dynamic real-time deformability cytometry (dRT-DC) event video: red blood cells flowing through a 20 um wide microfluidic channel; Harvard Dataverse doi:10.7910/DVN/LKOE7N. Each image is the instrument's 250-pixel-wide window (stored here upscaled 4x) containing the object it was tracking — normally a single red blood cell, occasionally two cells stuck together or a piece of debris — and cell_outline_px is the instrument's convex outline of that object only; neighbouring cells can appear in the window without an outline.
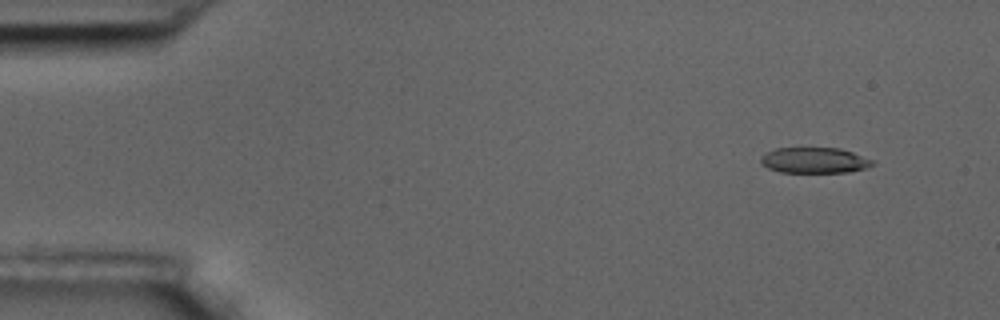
{"species": "common noctule bat (a hibernating species)", "species_latin": "Nyctalus noctula", "temperature_condition": "room temperature", "stored_images_in_passage": 4, "camera_frame_rate_fps": 3000, "um_per_image_px": 0.085, "animal": {"sex": "male", "body_mass_g": 17.5, "forearm_length_mm": 52.3}, "frame": {"image": 1, "passage_image": 1, "time_ms": 0.0, "image_size_px": [1000, 320], "cell_outline_px": [[872, 164], [864, 168], [848, 172], [780, 172], [768, 168], [760, 160], [760, 156], [776, 148], [840, 148], [852, 152], [872, 160]], "centroid_in_image_um": [69.19, 13.62], "position_along_channel_um": 15.8, "area_um2": 16.42}}
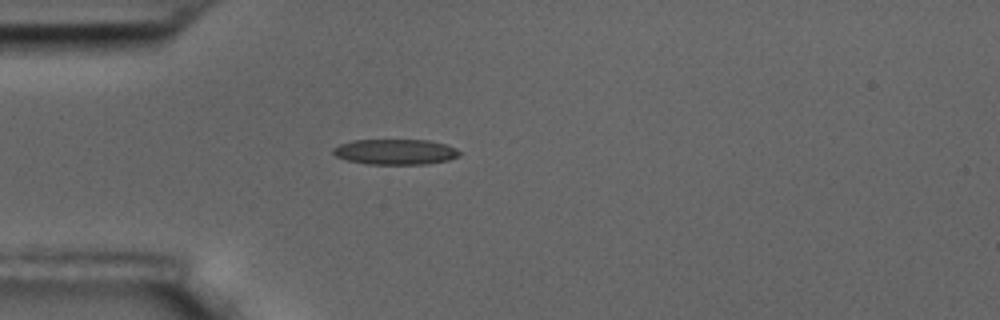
{"frame": {"image": 2, "passage_image": 4, "time_ms": 1.0, "image_size_px": [1000, 320], "cell_outline_px": [[460, 156], [448, 160], [424, 164], [368, 164], [348, 160], [336, 156], [332, 152], [332, 148], [340, 144], [352, 140], [428, 140], [444, 144], [456, 148], [460, 152]], "centroid_in_image_um": [33.6, 12.9], "position_along_channel_um": 51.4, "area_um2": 18.67}}